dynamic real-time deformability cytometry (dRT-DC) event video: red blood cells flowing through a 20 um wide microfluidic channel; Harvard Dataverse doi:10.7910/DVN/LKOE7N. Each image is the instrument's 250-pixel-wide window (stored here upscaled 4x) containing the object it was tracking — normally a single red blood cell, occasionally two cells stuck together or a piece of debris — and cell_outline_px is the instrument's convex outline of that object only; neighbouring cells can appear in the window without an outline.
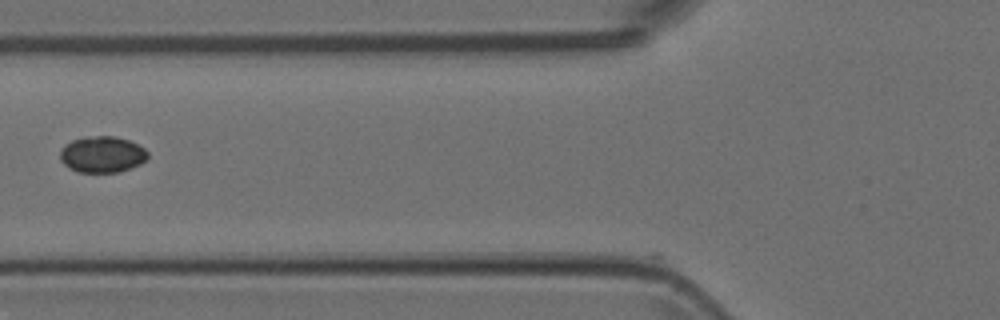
{"species": "Egyptian fruit bat (a non-hibernating species)", "species_latin": "Rousettus aegyptiacus", "temperature_condition": "room temperature", "stored_images_in_passage": 5, "camera_frame_rate_fps": 3000, "um_per_image_px": 0.085, "animal": {"sex": "female"}, "frame": {"image": 1, "passage_image": 5, "time_ms": 1.333, "image_size_px": [1000, 320], "cell_outline_px": [[148, 156], [140, 164], [120, 172], [76, 172], [68, 168], [60, 160], [60, 152], [72, 140], [84, 136], [112, 136], [128, 140], [144, 148], [148, 152]], "centroid_in_image_um": [8.68, 13.13], "position_along_channel_um": 117.1, "area_um2": 18.44}}